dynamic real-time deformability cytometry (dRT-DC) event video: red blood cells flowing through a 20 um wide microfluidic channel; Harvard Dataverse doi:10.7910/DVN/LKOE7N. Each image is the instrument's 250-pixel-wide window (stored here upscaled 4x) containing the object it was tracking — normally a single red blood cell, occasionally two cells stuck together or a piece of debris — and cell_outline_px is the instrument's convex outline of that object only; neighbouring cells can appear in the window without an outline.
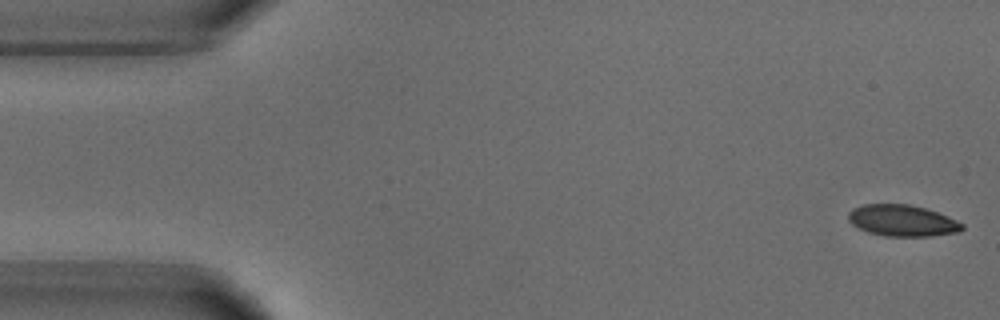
{"species": "common noctule bat (a hibernating species)", "species_latin": "Nyctalus noctula", "temperature_condition": "warm", "stored_images_in_passage": 52, "camera_frame_rate_fps": 3000, "um_per_image_px": 0.085, "animal": {"sex": "male", "body_mass_g": 18.8}, "frame": {"image": 1, "passage_image": 1, "time_ms": 0.0, "image_size_px": [1000, 320], "cell_outline_px": [[964, 228], [960, 232], [932, 236], [884, 236], [868, 232], [852, 224], [848, 220], [848, 212], [852, 208], [864, 204], [908, 204], [924, 208], [948, 216], [964, 224]], "centroid_in_image_um": [76.7, 18.75], "position_along_channel_um": 8.3, "area_um2": 20.87}}
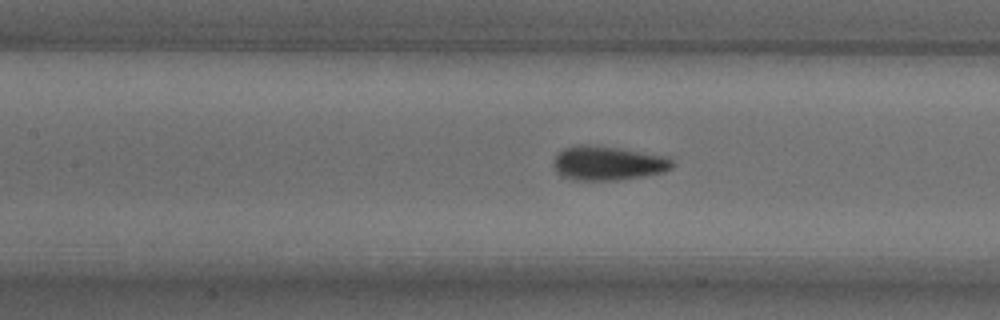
{"frame": {"image": 2, "passage_image": 22, "time_ms": 7.0, "image_size_px": [1000, 320], "cell_outline_px": [[672, 168], [664, 172], [644, 176], [616, 180], [576, 180], [560, 176], [556, 172], [556, 156], [564, 148], [576, 144], [588, 144], [620, 148], [668, 156], [672, 160]], "centroid_in_image_um": [51.7, 13.86], "position_along_channel_um": 155.7, "area_um2": 23.64}}
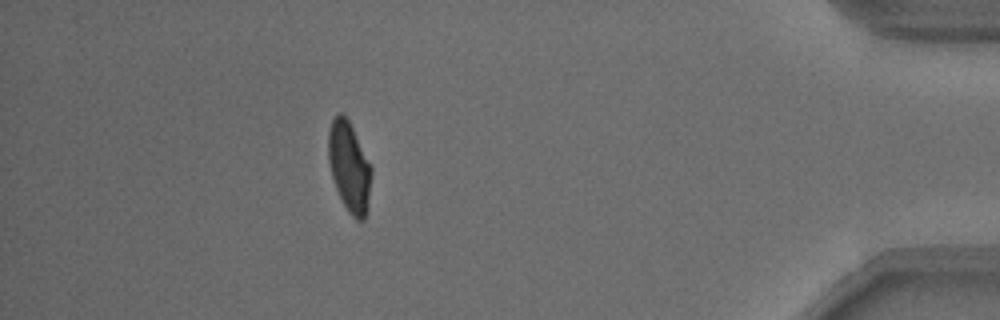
{"frame": {"image": 3, "passage_image": 46, "time_ms": 15.0, "image_size_px": [1000, 320], "cell_outline_px": [[372, 172], [368, 208], [364, 220], [356, 220], [348, 212], [336, 188], [332, 176], [328, 160], [328, 132], [332, 120], [340, 112], [348, 120], [372, 168]], "centroid_in_image_um": [29.69, 14.22], "position_along_channel_um": 405.5, "area_um2": 22.31}, "authors_computed_cell_mechanics": {"area_um2": 22.7154, "velocity_mm_per_s": 3.7966, "shape_relaxation_time_tau1_ms": 3.8622, "shape_relaxation_time_tau2_ms": null, "deformation_change_tau1": 0.1496, "deformation_change_tau2": null}}